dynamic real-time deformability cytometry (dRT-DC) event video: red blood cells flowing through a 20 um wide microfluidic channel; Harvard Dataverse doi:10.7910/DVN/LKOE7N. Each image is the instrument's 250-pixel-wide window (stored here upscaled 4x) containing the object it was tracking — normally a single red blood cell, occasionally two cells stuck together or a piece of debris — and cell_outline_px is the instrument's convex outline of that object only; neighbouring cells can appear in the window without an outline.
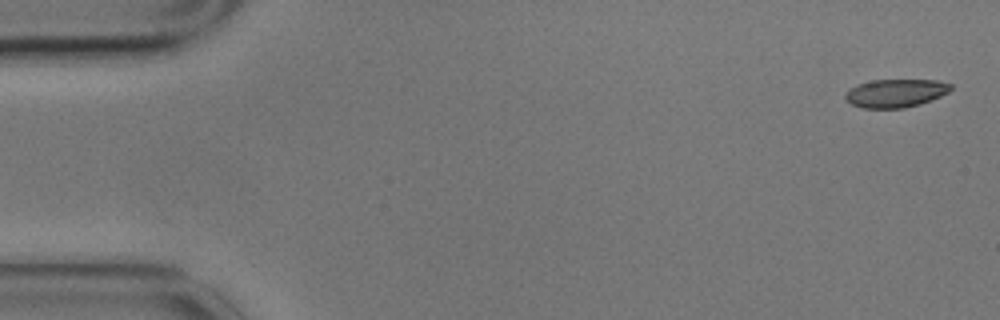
{"species": "common noctule bat (a hibernating species)", "species_latin": "Nyctalus noctula", "temperature_condition": "cold", "stored_images_in_passage": 4, "camera_frame_rate_fps": 3000, "um_per_image_px": 0.085, "animal": {"sex": "male", "body_mass_g": 17.9}, "frame": {"image": 1, "passage_image": 1, "time_ms": 0.0, "image_size_px": [1000, 320], "cell_outline_px": [[952, 88], [948, 92], [940, 96], [920, 104], [904, 108], [860, 108], [852, 104], [844, 96], [856, 84], [872, 80], [936, 80], [952, 84]], "centroid_in_image_um": [76.14, 7.92], "position_along_channel_um": 8.9, "area_um2": 17.22}}